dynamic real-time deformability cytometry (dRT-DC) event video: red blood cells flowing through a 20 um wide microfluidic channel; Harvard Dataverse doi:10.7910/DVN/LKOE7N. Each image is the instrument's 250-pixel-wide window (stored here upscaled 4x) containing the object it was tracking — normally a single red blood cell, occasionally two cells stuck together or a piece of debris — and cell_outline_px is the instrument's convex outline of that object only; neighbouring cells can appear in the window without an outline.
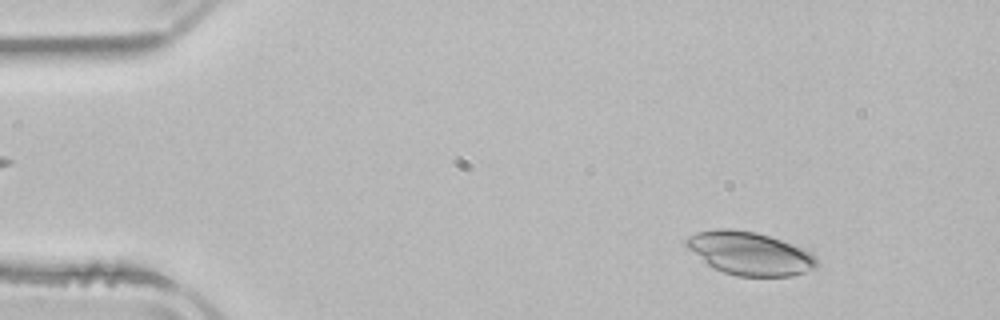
{"species": "common noctule bat (a hibernating species)", "species_latin": "Nyctalus noctula", "temperature_condition": "room temperature", "stored_images_in_passage": 3, "camera_frame_rate_fps": 3000, "um_per_image_px": 0.085, "animal": {"sex": "male", "body_mass_g": 21.5, "forearm_length_mm": 52.0}, "frame": {"image": 1, "passage_image": 1, "time_ms": 0.0, "image_size_px": [1000, 320], "cell_outline_px": [[820, 264], [816, 268], [792, 276], [736, 276], [724, 272], [708, 264], [688, 248], [684, 244], [684, 240], [688, 236], [696, 232], [716, 228], [728, 228], [756, 232], [804, 248], [812, 252], [816, 256]], "centroid_in_image_um": [63.76, 21.53], "position_along_channel_um": 21.2, "area_um2": 32.89}}
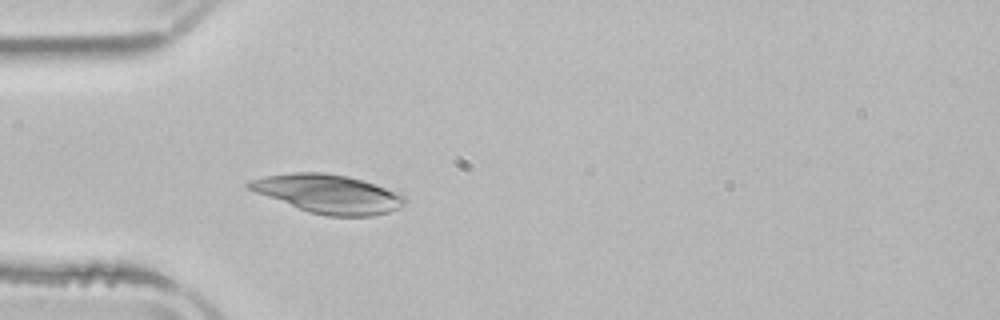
{"frame": {"image": 2, "passage_image": 3, "time_ms": 3.0, "image_size_px": [1000, 320], "cell_outline_px": [[408, 200], [404, 204], [388, 212], [372, 216], [328, 216], [308, 212], [296, 208], [256, 192], [248, 188], [244, 184], [248, 180], [264, 176], [292, 172], [324, 172], [348, 176], [364, 180], [404, 196]], "centroid_in_image_um": [27.85, 16.47], "position_along_channel_um": 57.2, "area_um2": 34.97}}